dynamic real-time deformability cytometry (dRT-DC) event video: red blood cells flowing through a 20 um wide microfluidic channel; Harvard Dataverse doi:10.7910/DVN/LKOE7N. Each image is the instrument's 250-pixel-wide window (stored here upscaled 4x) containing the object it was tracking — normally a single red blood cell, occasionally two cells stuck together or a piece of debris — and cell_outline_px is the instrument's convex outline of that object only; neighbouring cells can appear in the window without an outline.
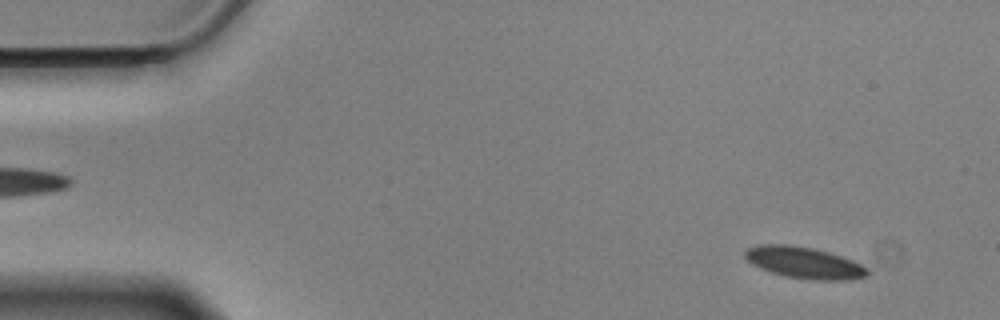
{"species": "Egyptian fruit bat (a non-hibernating species)", "species_latin": "Rousettus aegyptiacus", "temperature_condition": "cold", "stored_images_in_passage": 56, "camera_frame_rate_fps": 3000, "um_per_image_px": 0.085, "animal": {"sex": "male"}, "frame": {"image": 1, "passage_image": 4, "time_ms": 1.0, "image_size_px": [1000, 320], "cell_outline_px": [[868, 276], [848, 280], [812, 280], [784, 276], [760, 268], [752, 264], [744, 256], [744, 252], [748, 248], [760, 244], [792, 244], [812, 248], [828, 252], [852, 260], [868, 268]], "centroid_in_image_um": [68.35, 22.33], "position_along_channel_um": 16.7, "area_um2": 22.48}}
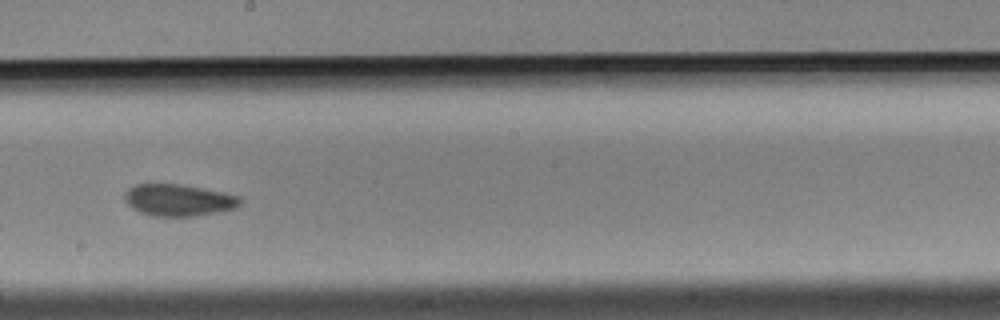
{"frame": {"image": 2, "passage_image": 31, "time_ms": 10.0, "image_size_px": [1000, 320], "cell_outline_px": [[244, 200], [236, 208], [220, 212], [196, 216], [152, 216], [140, 212], [132, 208], [124, 200], [124, 192], [128, 188], [136, 184], [180, 184], [224, 192], [240, 196]], "centroid_in_image_um": [15.2, 17.01], "position_along_channel_um": 233.0, "area_um2": 21.68}}
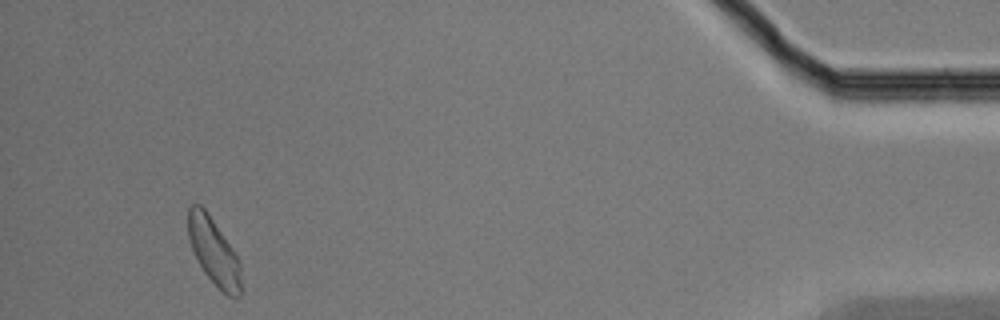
{"frame": {"image": 3, "passage_image": 53, "time_ms": 17.333, "image_size_px": [1000, 320], "cell_outline_px": [[244, 292], [240, 296], [228, 296], [204, 272], [188, 240], [188, 208], [192, 204], [200, 204], [208, 212], [232, 248], [240, 264]], "centroid_in_image_um": [18.2, 21.39], "position_along_channel_um": 417.0, "area_um2": 20.52}, "authors_computed_cell_mechanics": {"area_um2": 21.7906, "velocity_mm_per_s": 3.4727, "shape_relaxation_time_tau1_ms": 6.0658, "shape_relaxation_time_tau2_ms": 2.6213, "deformation_change_tau1": 0.1073, "deformation_change_tau2": 0.0637}}